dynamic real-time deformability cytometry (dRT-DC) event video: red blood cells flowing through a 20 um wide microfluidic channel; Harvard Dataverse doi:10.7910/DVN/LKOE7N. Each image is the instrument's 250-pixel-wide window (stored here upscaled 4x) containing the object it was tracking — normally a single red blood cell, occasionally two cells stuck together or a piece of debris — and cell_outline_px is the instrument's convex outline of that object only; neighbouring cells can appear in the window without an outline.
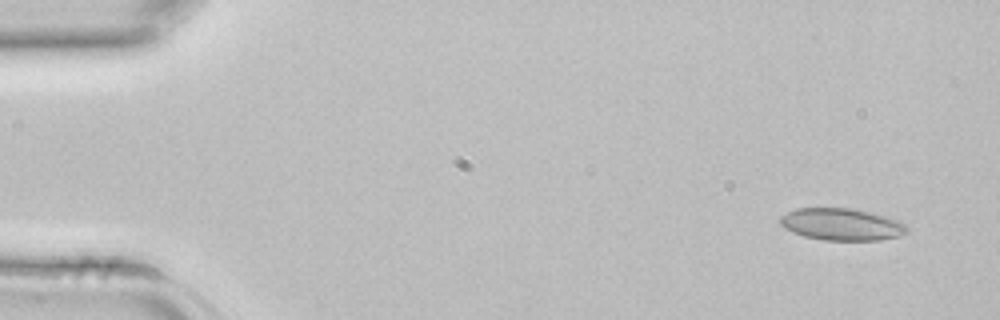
{"species": "common noctule bat (a hibernating species)", "species_latin": "Nyctalus noctula", "temperature_condition": "room temperature", "stored_images_in_passage": 4, "camera_frame_rate_fps": 3000, "um_per_image_px": 0.085, "animal": {"sex": "female", "body_mass_g": 22.7, "forearm_length_mm": 54.2}, "frame": {"image": 1, "passage_image": 1, "time_ms": 0.0, "image_size_px": [1000, 320], "cell_outline_px": [[908, 232], [896, 236], [880, 240], [824, 240], [804, 236], [792, 232], [784, 228], [780, 224], [780, 216], [796, 208], [852, 208], [900, 220], [908, 228]], "centroid_in_image_um": [71.52, 19.07], "position_along_channel_um": 13.5, "area_um2": 23.58}}
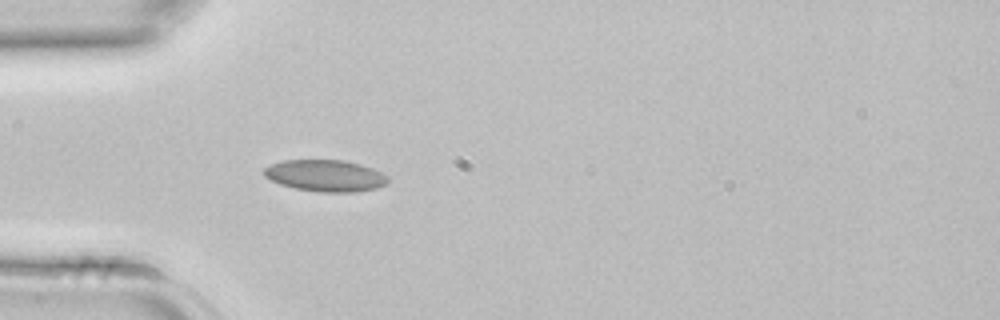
{"frame": {"image": 2, "passage_image": 4, "time_ms": 1.0, "image_size_px": [1000, 320], "cell_outline_px": [[388, 184], [376, 188], [352, 192], [320, 192], [296, 188], [280, 184], [264, 176], [264, 168], [272, 164], [284, 160], [344, 160], [360, 164], [372, 168], [388, 176]], "centroid_in_image_um": [27.68, 14.93], "position_along_channel_um": 57.3, "area_um2": 22.72}}